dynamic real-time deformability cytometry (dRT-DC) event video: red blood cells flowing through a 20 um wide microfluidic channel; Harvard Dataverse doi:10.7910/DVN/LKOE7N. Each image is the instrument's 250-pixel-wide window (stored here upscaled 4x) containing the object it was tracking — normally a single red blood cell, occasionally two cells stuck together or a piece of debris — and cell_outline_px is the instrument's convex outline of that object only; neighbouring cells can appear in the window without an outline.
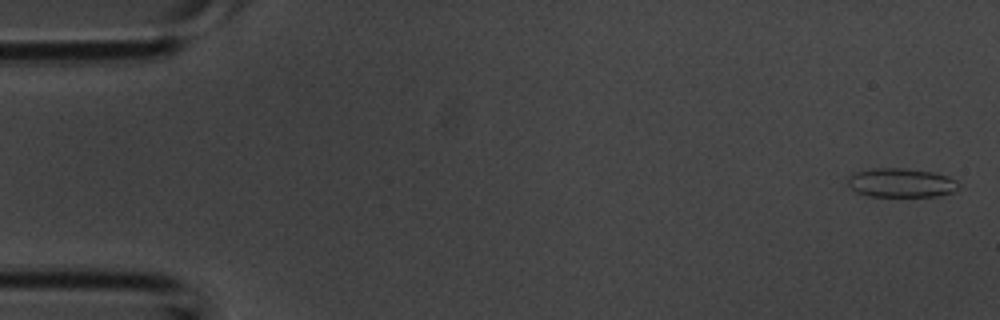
{"species": "common noctule bat (a hibernating species)", "species_latin": "Nyctalus noctula", "temperature_condition": "room temperature", "stored_images_in_passage": 13, "camera_frame_rate_fps": 3000, "um_per_image_px": 0.085, "animal": {"sex": "male", "body_mass_g": 20.1, "forearm_length_mm": 53.5}, "frame": {"image": 1, "passage_image": 1, "time_ms": 0.0, "image_size_px": [1000, 320], "cell_outline_px": [[960, 188], [952, 192], [936, 196], [868, 196], [856, 192], [848, 184], [848, 176], [852, 172], [872, 168], [904, 168], [936, 172], [948, 176], [956, 180], [960, 184]], "centroid_in_image_um": [76.6, 15.52], "position_along_channel_um": 8.4, "area_um2": 19.02}}
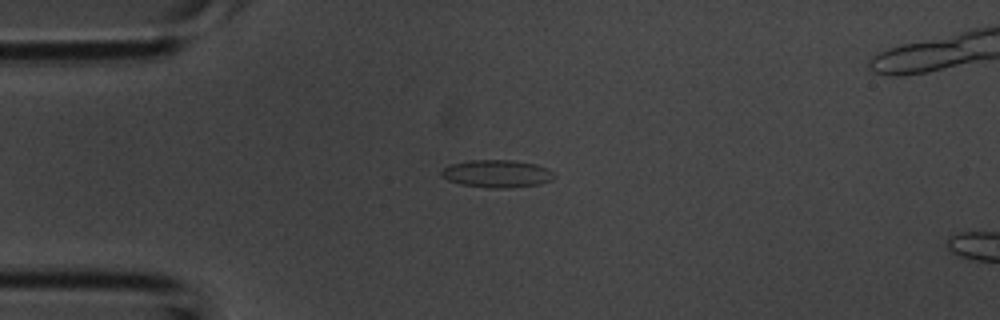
{"frame": {"image": 2, "passage_image": 10, "time_ms": 3.0, "image_size_px": [1000, 320], "cell_outline_px": [[556, 176], [552, 180], [540, 184], [508, 188], [488, 188], [460, 184], [448, 180], [440, 176], [440, 172], [444, 168], [452, 164], [468, 160], [512, 160], [536, 164], [548, 168], [556, 172]], "centroid_in_image_um": [42.28, 14.76], "position_along_channel_um": 42.7, "area_um2": 18.38}}